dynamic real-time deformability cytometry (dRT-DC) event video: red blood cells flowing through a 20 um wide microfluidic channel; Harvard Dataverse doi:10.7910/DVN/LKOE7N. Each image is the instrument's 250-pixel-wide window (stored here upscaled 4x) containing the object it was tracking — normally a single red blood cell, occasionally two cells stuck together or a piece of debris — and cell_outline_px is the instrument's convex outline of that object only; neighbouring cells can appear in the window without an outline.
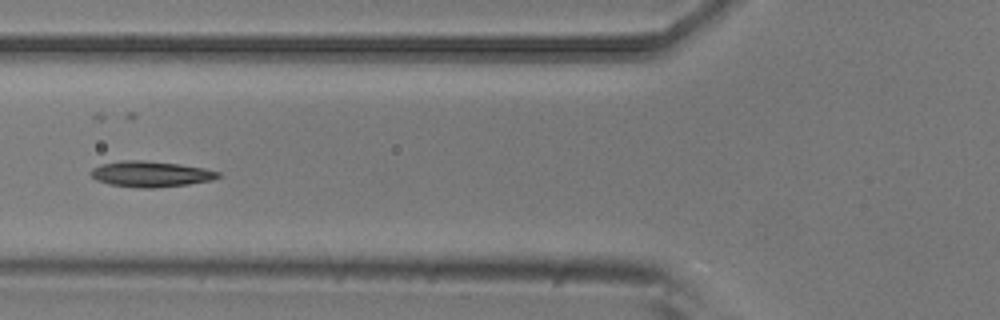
{"species": "common noctule bat (a hibernating species)", "species_latin": "Nyctalus noctula", "temperature_condition": "room temperature", "stored_images_in_passage": 9, "camera_frame_rate_fps": 3000, "um_per_image_px": 0.085, "animal": {"sex": "male", "body_mass_g": 20.5, "forearm_length_mm": 52.5}, "frame": {"image": 1, "passage_image": 6, "time_ms": 1.667, "image_size_px": [1000, 320], "cell_outline_px": [[220, 176], [212, 180], [188, 184], [156, 188], [140, 188], [108, 184], [96, 180], [88, 172], [92, 168], [100, 164], [120, 160], [144, 160], [180, 164], [204, 168], [220, 172]], "centroid_in_image_um": [12.77, 14.79], "position_along_channel_um": 113.0, "area_um2": 19.31}}
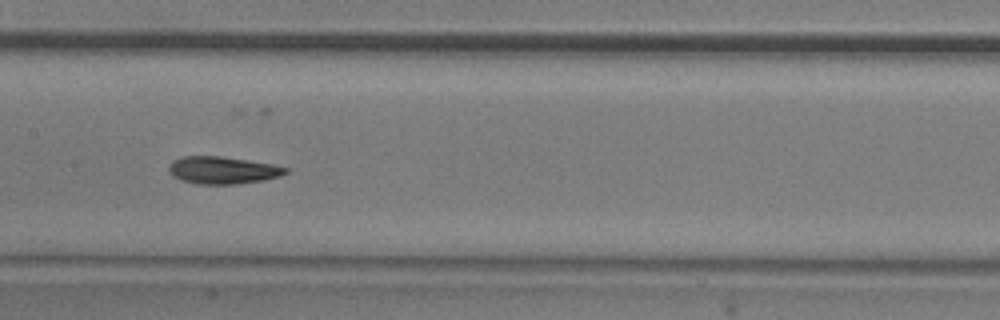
{"frame": {"image": 2, "passage_image": 8, "time_ms": 2.333, "image_size_px": [1000, 320], "cell_outline_px": [[288, 172], [280, 176], [264, 180], [236, 184], [200, 184], [184, 180], [172, 176], [168, 172], [168, 164], [172, 160], [184, 156], [220, 156], [272, 164], [288, 168]], "centroid_in_image_um": [18.9, 14.46], "position_along_channel_um": 188.5, "area_um2": 18.55}}
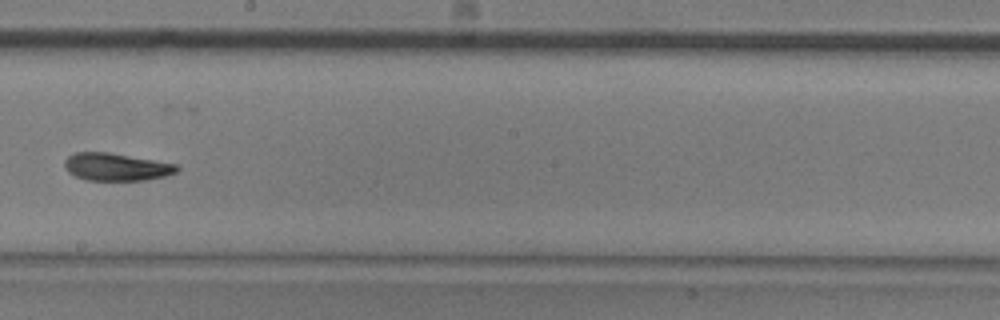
{"frame": {"image": 3, "passage_image": 9, "time_ms": 2.667, "image_size_px": [1000, 320], "cell_outline_px": [[180, 168], [176, 172], [164, 176], [144, 180], [84, 180], [68, 172], [64, 164], [64, 160], [68, 156], [76, 152], [108, 152], [176, 164]], "centroid_in_image_um": [9.85, 14.18], "position_along_channel_um": 238.3, "area_um2": 17.92}}